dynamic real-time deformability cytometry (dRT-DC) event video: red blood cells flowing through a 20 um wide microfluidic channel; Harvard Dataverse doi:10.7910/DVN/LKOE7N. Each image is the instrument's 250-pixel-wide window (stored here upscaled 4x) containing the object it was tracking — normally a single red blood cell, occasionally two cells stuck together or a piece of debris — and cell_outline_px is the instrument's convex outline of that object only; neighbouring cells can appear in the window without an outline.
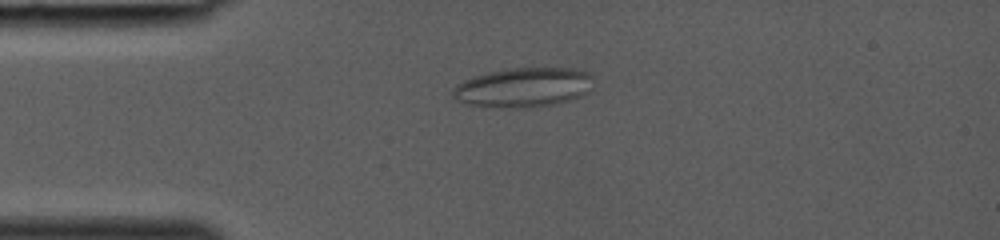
{"species": "common noctule bat (a hibernating species)", "species_latin": "Nyctalus noctula", "temperature_condition": "room temperature", "stored_images_in_passage": 40, "camera_frame_rate_fps": 3000, "um_per_image_px": 0.085, "animal": {"sex": "female", "body_mass_g": 19.0, "forearm_length_mm": 53.3}, "frame": {"image": 1, "passage_image": 10, "time_ms": 3.0, "image_size_px": [1000, 240], "cell_outline_px": [[592, 76], [584, 92], [580, 96], [568, 100], [552, 104], [528, 108], [508, 108], [464, 104], [452, 96], [452, 88], [456, 84], [464, 80], [488, 72], [512, 68], [572, 68], [588, 72]], "centroid_in_image_um": [44.4, 7.43], "position_along_channel_um": 40.6, "area_um2": 31.96}}
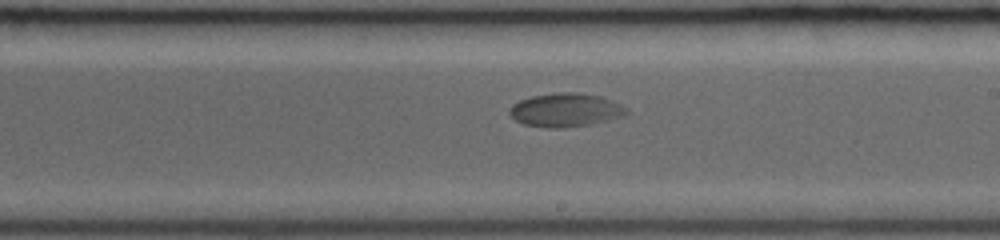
{"frame": {"image": 2, "passage_image": 24, "time_ms": 7.667, "image_size_px": [1000, 240], "cell_outline_px": [[628, 112], [624, 116], [592, 124], [564, 128], [548, 128], [524, 124], [516, 120], [508, 112], [508, 108], [512, 104], [520, 100], [532, 96], [560, 92], [572, 92], [600, 96], [620, 104], [628, 108]], "centroid_in_image_um": [48.06, 9.36], "position_along_channel_um": 240.9, "area_um2": 22.89}}
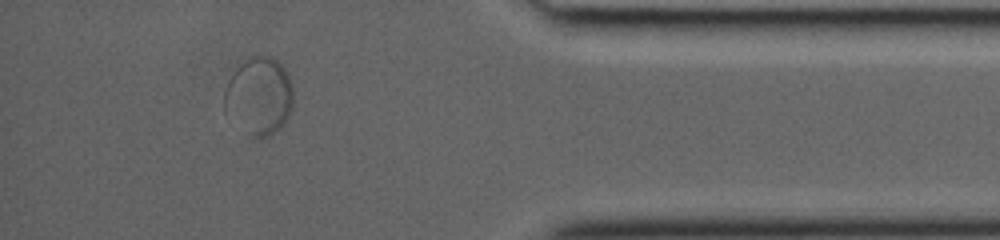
{"frame": {"image": 3, "passage_image": 36, "time_ms": 11.667, "image_size_px": [1000, 240], "cell_outline_px": [[292, 108], [288, 116], [268, 136], [252, 140], [224, 112], [224, 92], [228, 80], [236, 68], [248, 56], [256, 52], [272, 56], [284, 68], [288, 76], [292, 88]], "centroid_in_image_um": [21.97, 8.13], "position_along_channel_um": 413.2, "area_um2": 31.56}}